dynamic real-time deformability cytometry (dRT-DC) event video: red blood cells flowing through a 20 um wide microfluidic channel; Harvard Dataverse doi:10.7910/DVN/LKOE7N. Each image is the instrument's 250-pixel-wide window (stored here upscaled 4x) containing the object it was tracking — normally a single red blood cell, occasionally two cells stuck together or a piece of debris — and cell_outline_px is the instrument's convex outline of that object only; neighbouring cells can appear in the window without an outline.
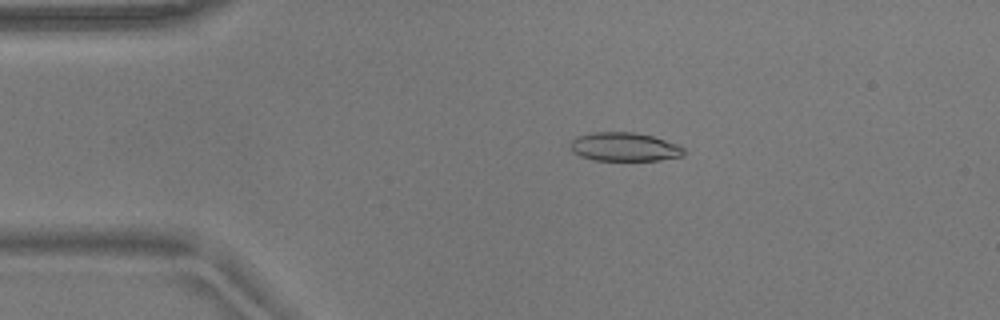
{"species": "common noctule bat (a hibernating species)", "species_latin": "Nyctalus noctula", "temperature_condition": "warm", "stored_images_in_passage": 54, "camera_frame_rate_fps": 3000, "um_per_image_px": 0.085, "animal": {"sex": "male", "body_mass_g": 17.9}, "frame": {"image": 1, "passage_image": 11, "time_ms": 3.333, "image_size_px": [1000, 320], "cell_outline_px": [[688, 152], [684, 156], [660, 160], [596, 160], [580, 156], [572, 152], [572, 140], [580, 136], [592, 132], [636, 132], [652, 136], [676, 144], [684, 148]], "centroid_in_image_um": [53.13, 12.49], "position_along_channel_um": 31.9, "area_um2": 18.9}}
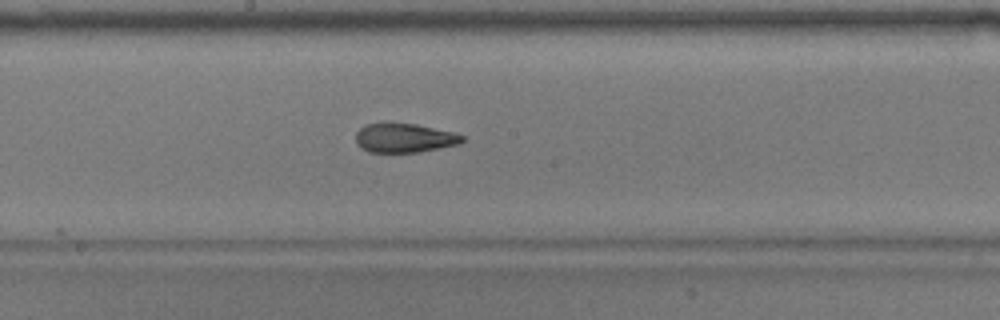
{"frame": {"image": 2, "passage_image": 29, "time_ms": 9.333, "image_size_px": [1000, 320], "cell_outline_px": [[464, 140], [460, 144], [420, 152], [368, 152], [360, 148], [356, 144], [356, 132], [360, 128], [368, 124], [388, 120], [416, 124], [452, 132], [464, 136]], "centroid_in_image_um": [34.32, 11.7], "position_along_channel_um": 213.9, "area_um2": 18.61}}
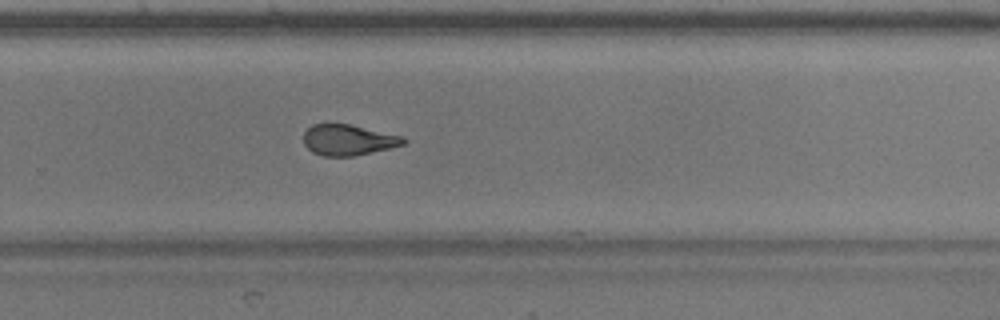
{"frame": {"image": 3, "passage_image": 36, "time_ms": 11.667, "image_size_px": [1000, 320], "cell_outline_px": [[408, 140], [404, 144], [388, 148], [352, 156], [324, 156], [312, 152], [304, 144], [304, 132], [312, 124], [348, 124], [404, 136]], "centroid_in_image_um": [29.6, 11.89], "position_along_channel_um": 300.2, "area_um2": 17.74}, "authors_computed_cell_mechanics": {"area_um2": 19.1029, "velocity_mm_per_s": 3.7173, "shape_relaxation_time_tau1_ms": 6.0978, "shape_relaxation_time_tau2_ms": 1.8922, "deformation_change_tau1": 0.2063, "deformation_change_tau2": 0.1029}}